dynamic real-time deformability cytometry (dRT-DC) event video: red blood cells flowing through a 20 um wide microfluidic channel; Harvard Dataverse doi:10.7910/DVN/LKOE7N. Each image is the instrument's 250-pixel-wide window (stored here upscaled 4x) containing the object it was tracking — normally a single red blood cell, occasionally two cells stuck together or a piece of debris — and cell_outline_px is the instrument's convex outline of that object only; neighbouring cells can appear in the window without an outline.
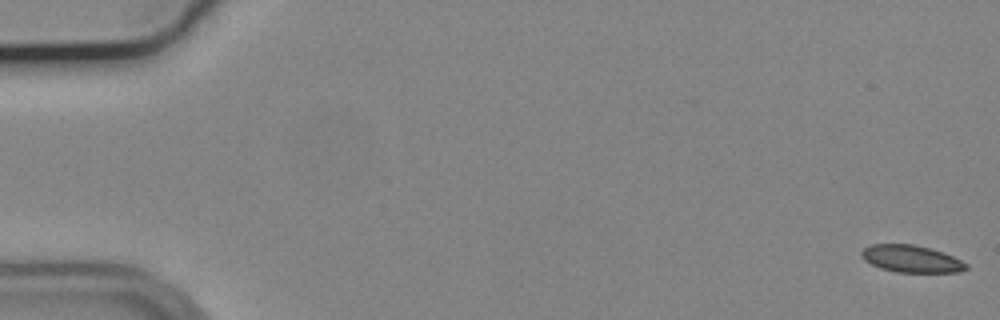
{"species": "common noctule bat (a hibernating species)", "species_latin": "Nyctalus noctula", "temperature_condition": "cold", "stored_images_in_passage": 55, "camera_frame_rate_fps": 3000, "um_per_image_px": 0.085, "animal": {"sex": "male", "body_mass_g": 19.2, "forearm_length_mm": 51.8}, "frame": {"image": 1, "passage_image": 1, "time_ms": 0.0, "image_size_px": [1000, 320], "cell_outline_px": [[968, 268], [960, 272], [896, 272], [880, 268], [864, 260], [860, 256], [860, 252], [864, 248], [872, 244], [912, 244], [944, 252], [968, 264]], "centroid_in_image_um": [77.45, 22.0], "position_along_channel_um": 7.6, "area_um2": 16.53}}
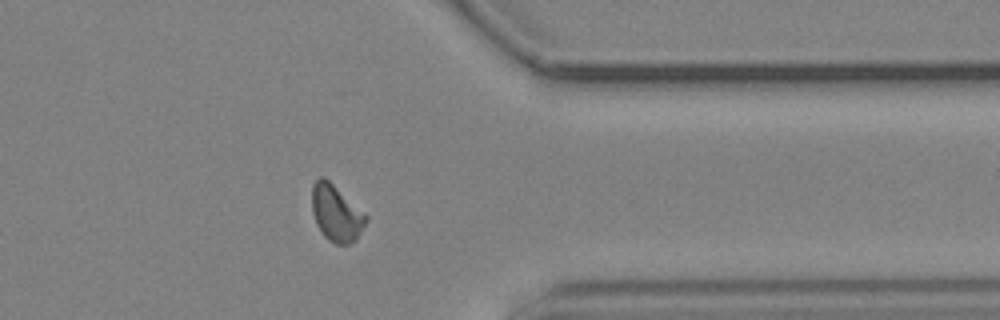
{"frame": {"image": 2, "passage_image": 45, "time_ms": 14.667, "image_size_px": [1000, 320], "cell_outline_px": [[368, 220], [356, 240], [348, 244], [336, 244], [328, 240], [324, 236], [316, 224], [312, 212], [312, 184], [320, 176], [324, 176], [368, 216]], "centroid_in_image_um": [28.57, 18.12], "position_along_channel_um": 382.8, "area_um2": 17.74}}
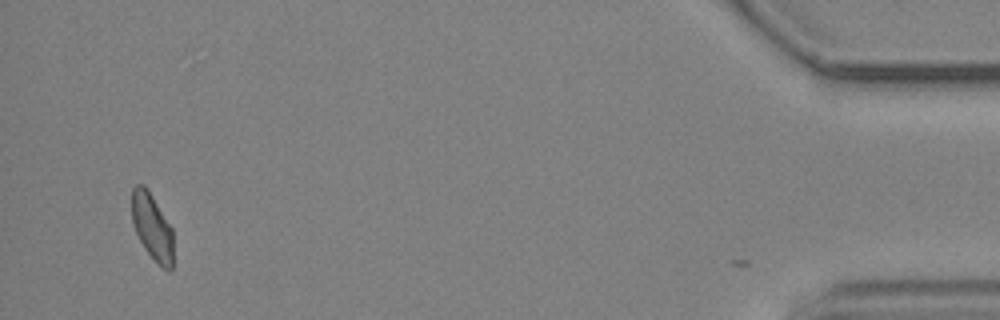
{"frame": {"image": 3, "passage_image": 54, "time_ms": 17.667, "image_size_px": [1000, 320], "cell_outline_px": [[172, 268], [168, 272], [144, 248], [136, 232], [132, 220], [132, 188], [136, 184], [144, 184], [152, 196], [172, 228]], "centroid_in_image_um": [12.92, 19.25], "position_along_channel_um": 422.3, "area_um2": 15.66}, "authors_computed_cell_mechanics": {"area_um2": 17.5712, "velocity_mm_per_s": 3.6818, "shape_relaxation_time_tau1_ms": null, "shape_relaxation_time_tau2_ms": 2.6602, "deformation_change_tau1": null, "deformation_change_tau2": 0.0499}}